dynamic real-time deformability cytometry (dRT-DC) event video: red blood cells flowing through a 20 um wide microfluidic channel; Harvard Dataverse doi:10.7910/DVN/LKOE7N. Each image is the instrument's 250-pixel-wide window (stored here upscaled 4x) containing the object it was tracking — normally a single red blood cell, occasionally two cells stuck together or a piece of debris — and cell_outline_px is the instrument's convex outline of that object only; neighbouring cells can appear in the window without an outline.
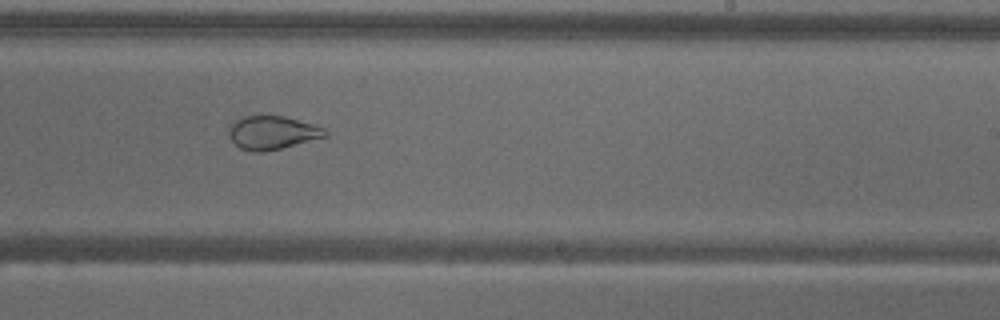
{"species": "common noctule bat (a hibernating species)", "species_latin": "Nyctalus noctula", "temperature_condition": "warm", "stored_images_in_passage": 33, "camera_frame_rate_fps": 3000, "um_per_image_px": 0.085, "animal": {"sex": "male", "body_mass_g": 18.8}, "frame": {"image": 1, "passage_image": 23, "time_ms": 7.333, "image_size_px": [1000, 320], "cell_outline_px": [[328, 136], [264, 152], [252, 152], [240, 148], [228, 136], [228, 128], [236, 120], [244, 116], [284, 116], [312, 124], [324, 128], [328, 132]], "centroid_in_image_um": [23.13, 11.28], "position_along_channel_um": 265.9, "area_um2": 18.61}}
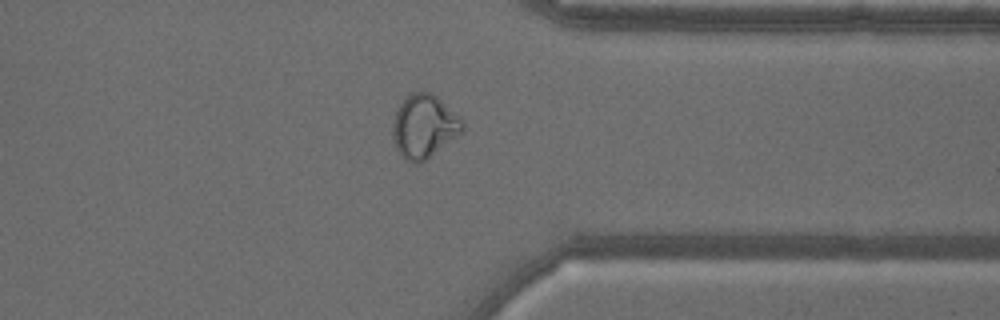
{"frame": {"image": 2, "passage_image": 32, "time_ms": 10.333, "image_size_px": [1000, 320], "cell_outline_px": [[464, 132], [420, 164], [412, 164], [396, 148], [392, 136], [392, 124], [396, 108], [412, 92], [432, 92], [460, 116], [464, 120]], "centroid_in_image_um": [36.07, 10.74], "position_along_channel_um": 375.3, "area_um2": 26.01}, "authors_computed_cell_mechanics": {"area_um2": 20.9814, "velocity_mm_per_s": 3.7929, "shape_relaxation_time_tau1_ms": null, "shape_relaxation_time_tau2_ms": 0.9822, "deformation_change_tau1": null, "deformation_change_tau2": 0.0698}}